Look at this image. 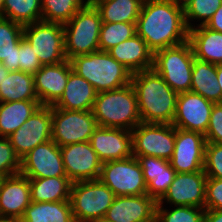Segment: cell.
<instances>
[{"mask_svg":"<svg viewBox=\"0 0 222 222\" xmlns=\"http://www.w3.org/2000/svg\"><path fill=\"white\" fill-rule=\"evenodd\" d=\"M89 143L102 163L133 156L132 134L126 129L98 126Z\"/></svg>","mask_w":222,"mask_h":222,"instance_id":"ac0fdd59","label":"cell"},{"mask_svg":"<svg viewBox=\"0 0 222 222\" xmlns=\"http://www.w3.org/2000/svg\"><path fill=\"white\" fill-rule=\"evenodd\" d=\"M204 212L195 206L157 205L155 222H203Z\"/></svg>","mask_w":222,"mask_h":222,"instance_id":"d590c367","label":"cell"},{"mask_svg":"<svg viewBox=\"0 0 222 222\" xmlns=\"http://www.w3.org/2000/svg\"><path fill=\"white\" fill-rule=\"evenodd\" d=\"M31 204L29 178L16 174L1 178L0 219L20 220Z\"/></svg>","mask_w":222,"mask_h":222,"instance_id":"d6986e66","label":"cell"},{"mask_svg":"<svg viewBox=\"0 0 222 222\" xmlns=\"http://www.w3.org/2000/svg\"><path fill=\"white\" fill-rule=\"evenodd\" d=\"M182 10H185L194 0H173Z\"/></svg>","mask_w":222,"mask_h":222,"instance_id":"f6af8a7d","label":"cell"},{"mask_svg":"<svg viewBox=\"0 0 222 222\" xmlns=\"http://www.w3.org/2000/svg\"><path fill=\"white\" fill-rule=\"evenodd\" d=\"M88 0H41L42 21L65 24Z\"/></svg>","mask_w":222,"mask_h":222,"instance_id":"836d02e7","label":"cell"},{"mask_svg":"<svg viewBox=\"0 0 222 222\" xmlns=\"http://www.w3.org/2000/svg\"><path fill=\"white\" fill-rule=\"evenodd\" d=\"M214 103L192 91L177 96L176 111L172 125L188 131L205 134Z\"/></svg>","mask_w":222,"mask_h":222,"instance_id":"2e32d148","label":"cell"},{"mask_svg":"<svg viewBox=\"0 0 222 222\" xmlns=\"http://www.w3.org/2000/svg\"><path fill=\"white\" fill-rule=\"evenodd\" d=\"M144 0L88 1L98 10L102 22L136 23Z\"/></svg>","mask_w":222,"mask_h":222,"instance_id":"4dcf8cb0","label":"cell"},{"mask_svg":"<svg viewBox=\"0 0 222 222\" xmlns=\"http://www.w3.org/2000/svg\"><path fill=\"white\" fill-rule=\"evenodd\" d=\"M20 174L28 178L66 176L60 147L53 140L37 145L21 159Z\"/></svg>","mask_w":222,"mask_h":222,"instance_id":"e0dca14e","label":"cell"},{"mask_svg":"<svg viewBox=\"0 0 222 222\" xmlns=\"http://www.w3.org/2000/svg\"><path fill=\"white\" fill-rule=\"evenodd\" d=\"M72 70L70 60L54 65H42L33 75L40 105L53 106L60 99Z\"/></svg>","mask_w":222,"mask_h":222,"instance_id":"44dd1931","label":"cell"},{"mask_svg":"<svg viewBox=\"0 0 222 222\" xmlns=\"http://www.w3.org/2000/svg\"><path fill=\"white\" fill-rule=\"evenodd\" d=\"M1 17L22 26L42 21L41 0H4Z\"/></svg>","mask_w":222,"mask_h":222,"instance_id":"d6a6232c","label":"cell"},{"mask_svg":"<svg viewBox=\"0 0 222 222\" xmlns=\"http://www.w3.org/2000/svg\"><path fill=\"white\" fill-rule=\"evenodd\" d=\"M132 74L152 69L154 53L137 34L107 51Z\"/></svg>","mask_w":222,"mask_h":222,"instance_id":"7402d4cb","label":"cell"},{"mask_svg":"<svg viewBox=\"0 0 222 222\" xmlns=\"http://www.w3.org/2000/svg\"><path fill=\"white\" fill-rule=\"evenodd\" d=\"M88 1H108V0H88Z\"/></svg>","mask_w":222,"mask_h":222,"instance_id":"f907efd6","label":"cell"},{"mask_svg":"<svg viewBox=\"0 0 222 222\" xmlns=\"http://www.w3.org/2000/svg\"><path fill=\"white\" fill-rule=\"evenodd\" d=\"M205 135L197 131L175 128V147L171 166L176 173L204 171Z\"/></svg>","mask_w":222,"mask_h":222,"instance_id":"4fadbf2b","label":"cell"},{"mask_svg":"<svg viewBox=\"0 0 222 222\" xmlns=\"http://www.w3.org/2000/svg\"><path fill=\"white\" fill-rule=\"evenodd\" d=\"M204 135L206 142L222 144V103L213 105L209 125Z\"/></svg>","mask_w":222,"mask_h":222,"instance_id":"b9f144b4","label":"cell"},{"mask_svg":"<svg viewBox=\"0 0 222 222\" xmlns=\"http://www.w3.org/2000/svg\"><path fill=\"white\" fill-rule=\"evenodd\" d=\"M20 222H75L70 201L31 202Z\"/></svg>","mask_w":222,"mask_h":222,"instance_id":"1f68e13d","label":"cell"},{"mask_svg":"<svg viewBox=\"0 0 222 222\" xmlns=\"http://www.w3.org/2000/svg\"><path fill=\"white\" fill-rule=\"evenodd\" d=\"M66 176L74 183L98 180L102 162L88 142H78L60 147Z\"/></svg>","mask_w":222,"mask_h":222,"instance_id":"5bb4252c","label":"cell"},{"mask_svg":"<svg viewBox=\"0 0 222 222\" xmlns=\"http://www.w3.org/2000/svg\"><path fill=\"white\" fill-rule=\"evenodd\" d=\"M97 127L92 110H65L52 106V140L59 147L88 142Z\"/></svg>","mask_w":222,"mask_h":222,"instance_id":"8fae6325","label":"cell"},{"mask_svg":"<svg viewBox=\"0 0 222 222\" xmlns=\"http://www.w3.org/2000/svg\"><path fill=\"white\" fill-rule=\"evenodd\" d=\"M136 34V23L102 22L99 35V51H108Z\"/></svg>","mask_w":222,"mask_h":222,"instance_id":"e575fe53","label":"cell"},{"mask_svg":"<svg viewBox=\"0 0 222 222\" xmlns=\"http://www.w3.org/2000/svg\"><path fill=\"white\" fill-rule=\"evenodd\" d=\"M52 106L41 105L14 133L8 136L20 160L37 145L52 140Z\"/></svg>","mask_w":222,"mask_h":222,"instance_id":"7c38bea8","label":"cell"},{"mask_svg":"<svg viewBox=\"0 0 222 222\" xmlns=\"http://www.w3.org/2000/svg\"><path fill=\"white\" fill-rule=\"evenodd\" d=\"M115 197L112 190L99 179L74 182L70 203L75 222L104 218Z\"/></svg>","mask_w":222,"mask_h":222,"instance_id":"52a82bcc","label":"cell"},{"mask_svg":"<svg viewBox=\"0 0 222 222\" xmlns=\"http://www.w3.org/2000/svg\"><path fill=\"white\" fill-rule=\"evenodd\" d=\"M136 34L153 53L183 44L189 36L184 10L173 0H144Z\"/></svg>","mask_w":222,"mask_h":222,"instance_id":"6da1fadb","label":"cell"},{"mask_svg":"<svg viewBox=\"0 0 222 222\" xmlns=\"http://www.w3.org/2000/svg\"><path fill=\"white\" fill-rule=\"evenodd\" d=\"M141 122L172 124L178 94L153 68L132 74Z\"/></svg>","mask_w":222,"mask_h":222,"instance_id":"7a4b0ae2","label":"cell"},{"mask_svg":"<svg viewBox=\"0 0 222 222\" xmlns=\"http://www.w3.org/2000/svg\"><path fill=\"white\" fill-rule=\"evenodd\" d=\"M99 180L110 188L115 196L147 194L143 170L134 156L103 163Z\"/></svg>","mask_w":222,"mask_h":222,"instance_id":"30bf717a","label":"cell"},{"mask_svg":"<svg viewBox=\"0 0 222 222\" xmlns=\"http://www.w3.org/2000/svg\"><path fill=\"white\" fill-rule=\"evenodd\" d=\"M40 106L39 100L0 102V137L14 133Z\"/></svg>","mask_w":222,"mask_h":222,"instance_id":"f546056e","label":"cell"},{"mask_svg":"<svg viewBox=\"0 0 222 222\" xmlns=\"http://www.w3.org/2000/svg\"><path fill=\"white\" fill-rule=\"evenodd\" d=\"M98 126L132 131L141 118L133 85L98 92L92 109Z\"/></svg>","mask_w":222,"mask_h":222,"instance_id":"3957f363","label":"cell"},{"mask_svg":"<svg viewBox=\"0 0 222 222\" xmlns=\"http://www.w3.org/2000/svg\"><path fill=\"white\" fill-rule=\"evenodd\" d=\"M221 5L222 0H194L191 2L184 10L185 23L188 30L206 25Z\"/></svg>","mask_w":222,"mask_h":222,"instance_id":"8d00e7d4","label":"cell"},{"mask_svg":"<svg viewBox=\"0 0 222 222\" xmlns=\"http://www.w3.org/2000/svg\"><path fill=\"white\" fill-rule=\"evenodd\" d=\"M97 93L86 79L72 70L62 96L53 107L65 110L91 111Z\"/></svg>","mask_w":222,"mask_h":222,"instance_id":"cb8c5ba5","label":"cell"},{"mask_svg":"<svg viewBox=\"0 0 222 222\" xmlns=\"http://www.w3.org/2000/svg\"><path fill=\"white\" fill-rule=\"evenodd\" d=\"M132 155L170 161L175 147V127L164 123H139L132 131Z\"/></svg>","mask_w":222,"mask_h":222,"instance_id":"9c48e42d","label":"cell"},{"mask_svg":"<svg viewBox=\"0 0 222 222\" xmlns=\"http://www.w3.org/2000/svg\"><path fill=\"white\" fill-rule=\"evenodd\" d=\"M194 53L189 41L154 53L153 69L177 93L191 91Z\"/></svg>","mask_w":222,"mask_h":222,"instance_id":"8992f818","label":"cell"},{"mask_svg":"<svg viewBox=\"0 0 222 222\" xmlns=\"http://www.w3.org/2000/svg\"><path fill=\"white\" fill-rule=\"evenodd\" d=\"M90 222H111V221L107 220V219L104 217V218L92 220V221H90Z\"/></svg>","mask_w":222,"mask_h":222,"instance_id":"7dc6e473","label":"cell"},{"mask_svg":"<svg viewBox=\"0 0 222 222\" xmlns=\"http://www.w3.org/2000/svg\"><path fill=\"white\" fill-rule=\"evenodd\" d=\"M0 222H20L19 220L0 219Z\"/></svg>","mask_w":222,"mask_h":222,"instance_id":"c3c4849f","label":"cell"},{"mask_svg":"<svg viewBox=\"0 0 222 222\" xmlns=\"http://www.w3.org/2000/svg\"><path fill=\"white\" fill-rule=\"evenodd\" d=\"M23 26L0 16V64L9 71H19V42Z\"/></svg>","mask_w":222,"mask_h":222,"instance_id":"4316f807","label":"cell"},{"mask_svg":"<svg viewBox=\"0 0 222 222\" xmlns=\"http://www.w3.org/2000/svg\"><path fill=\"white\" fill-rule=\"evenodd\" d=\"M38 100L33 74L9 71L0 64V102Z\"/></svg>","mask_w":222,"mask_h":222,"instance_id":"d4e9b609","label":"cell"},{"mask_svg":"<svg viewBox=\"0 0 222 222\" xmlns=\"http://www.w3.org/2000/svg\"><path fill=\"white\" fill-rule=\"evenodd\" d=\"M216 73H217L218 84L222 91V64L216 65Z\"/></svg>","mask_w":222,"mask_h":222,"instance_id":"bcb514c9","label":"cell"},{"mask_svg":"<svg viewBox=\"0 0 222 222\" xmlns=\"http://www.w3.org/2000/svg\"><path fill=\"white\" fill-rule=\"evenodd\" d=\"M205 26L211 30L222 33V5L217 9Z\"/></svg>","mask_w":222,"mask_h":222,"instance_id":"7bdbcfd3","label":"cell"},{"mask_svg":"<svg viewBox=\"0 0 222 222\" xmlns=\"http://www.w3.org/2000/svg\"><path fill=\"white\" fill-rule=\"evenodd\" d=\"M18 63L21 71L33 75L42 67V64L40 63L37 55L33 51L32 46L24 37H22L19 42Z\"/></svg>","mask_w":222,"mask_h":222,"instance_id":"ab89813d","label":"cell"},{"mask_svg":"<svg viewBox=\"0 0 222 222\" xmlns=\"http://www.w3.org/2000/svg\"><path fill=\"white\" fill-rule=\"evenodd\" d=\"M205 209L222 211V179L207 177Z\"/></svg>","mask_w":222,"mask_h":222,"instance_id":"60d3db41","label":"cell"},{"mask_svg":"<svg viewBox=\"0 0 222 222\" xmlns=\"http://www.w3.org/2000/svg\"><path fill=\"white\" fill-rule=\"evenodd\" d=\"M191 91L214 104L222 103V91L218 84L215 64L194 58Z\"/></svg>","mask_w":222,"mask_h":222,"instance_id":"f1b7e54d","label":"cell"},{"mask_svg":"<svg viewBox=\"0 0 222 222\" xmlns=\"http://www.w3.org/2000/svg\"><path fill=\"white\" fill-rule=\"evenodd\" d=\"M157 203L148 194L116 196L105 218L111 222H155Z\"/></svg>","mask_w":222,"mask_h":222,"instance_id":"ffe728a7","label":"cell"},{"mask_svg":"<svg viewBox=\"0 0 222 222\" xmlns=\"http://www.w3.org/2000/svg\"><path fill=\"white\" fill-rule=\"evenodd\" d=\"M207 176L204 171L176 173L168 191L157 205L195 206L205 208Z\"/></svg>","mask_w":222,"mask_h":222,"instance_id":"9a60e30c","label":"cell"},{"mask_svg":"<svg viewBox=\"0 0 222 222\" xmlns=\"http://www.w3.org/2000/svg\"><path fill=\"white\" fill-rule=\"evenodd\" d=\"M23 37L30 43L42 65L66 61L63 24L38 21L23 26Z\"/></svg>","mask_w":222,"mask_h":222,"instance_id":"ba28073f","label":"cell"},{"mask_svg":"<svg viewBox=\"0 0 222 222\" xmlns=\"http://www.w3.org/2000/svg\"><path fill=\"white\" fill-rule=\"evenodd\" d=\"M136 158L143 170L147 194L158 202L168 191L176 171L170 161L165 159L152 156H137Z\"/></svg>","mask_w":222,"mask_h":222,"instance_id":"603a6c76","label":"cell"},{"mask_svg":"<svg viewBox=\"0 0 222 222\" xmlns=\"http://www.w3.org/2000/svg\"><path fill=\"white\" fill-rule=\"evenodd\" d=\"M21 160L8 137H0V178L20 173Z\"/></svg>","mask_w":222,"mask_h":222,"instance_id":"74e56055","label":"cell"},{"mask_svg":"<svg viewBox=\"0 0 222 222\" xmlns=\"http://www.w3.org/2000/svg\"><path fill=\"white\" fill-rule=\"evenodd\" d=\"M101 25L98 10L87 2L63 25L66 59L99 51Z\"/></svg>","mask_w":222,"mask_h":222,"instance_id":"5b68a950","label":"cell"},{"mask_svg":"<svg viewBox=\"0 0 222 222\" xmlns=\"http://www.w3.org/2000/svg\"><path fill=\"white\" fill-rule=\"evenodd\" d=\"M203 222H222V211L205 209Z\"/></svg>","mask_w":222,"mask_h":222,"instance_id":"ee69618b","label":"cell"},{"mask_svg":"<svg viewBox=\"0 0 222 222\" xmlns=\"http://www.w3.org/2000/svg\"><path fill=\"white\" fill-rule=\"evenodd\" d=\"M4 0H0V16H2Z\"/></svg>","mask_w":222,"mask_h":222,"instance_id":"681fc988","label":"cell"},{"mask_svg":"<svg viewBox=\"0 0 222 222\" xmlns=\"http://www.w3.org/2000/svg\"><path fill=\"white\" fill-rule=\"evenodd\" d=\"M31 202L70 201L73 182L67 176L29 178Z\"/></svg>","mask_w":222,"mask_h":222,"instance_id":"83f0119b","label":"cell"},{"mask_svg":"<svg viewBox=\"0 0 222 222\" xmlns=\"http://www.w3.org/2000/svg\"><path fill=\"white\" fill-rule=\"evenodd\" d=\"M194 57L211 64H222V33L209 29L205 25L189 30Z\"/></svg>","mask_w":222,"mask_h":222,"instance_id":"484cf974","label":"cell"},{"mask_svg":"<svg viewBox=\"0 0 222 222\" xmlns=\"http://www.w3.org/2000/svg\"><path fill=\"white\" fill-rule=\"evenodd\" d=\"M203 170L207 177L222 179V144L206 143Z\"/></svg>","mask_w":222,"mask_h":222,"instance_id":"f35d334b","label":"cell"},{"mask_svg":"<svg viewBox=\"0 0 222 222\" xmlns=\"http://www.w3.org/2000/svg\"><path fill=\"white\" fill-rule=\"evenodd\" d=\"M70 63L73 71L97 92L116 90L131 83L132 73L107 51L78 55L71 58Z\"/></svg>","mask_w":222,"mask_h":222,"instance_id":"277c9868","label":"cell"}]
</instances>
